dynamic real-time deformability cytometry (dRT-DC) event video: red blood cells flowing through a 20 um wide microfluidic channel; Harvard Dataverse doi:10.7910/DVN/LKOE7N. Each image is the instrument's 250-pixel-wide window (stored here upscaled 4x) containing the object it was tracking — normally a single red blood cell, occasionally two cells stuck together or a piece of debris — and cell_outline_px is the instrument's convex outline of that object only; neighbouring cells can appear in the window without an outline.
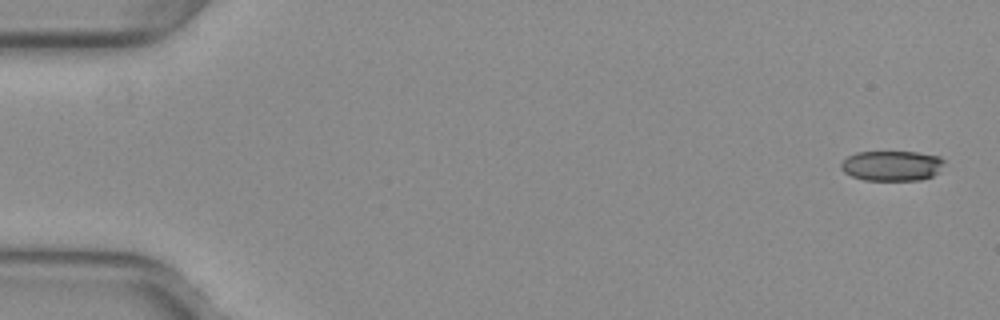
{"species": "common noctule bat (a hibernating species)", "species_latin": "Nyctalus noctula", "temperature_condition": "warm", "stored_images_in_passage": 52, "camera_frame_rate_fps": 3000, "um_per_image_px": 0.085, "animal": {"sex": "female", "body_mass_g": 29.2, "forearm_length_mm": 56.3}, "frame": {"image": 1, "passage_image": 1, "time_ms": 0.0, "image_size_px": [1000, 320], "cell_outline_px": [[944, 160], [936, 172], [932, 176], [920, 180], [864, 180], [852, 176], [844, 172], [840, 168], [840, 164], [848, 156], [856, 152], [916, 152], [940, 156]], "centroid_in_image_um": [75.76, 14.08], "position_along_channel_um": 9.2, "area_um2": 17.98}}
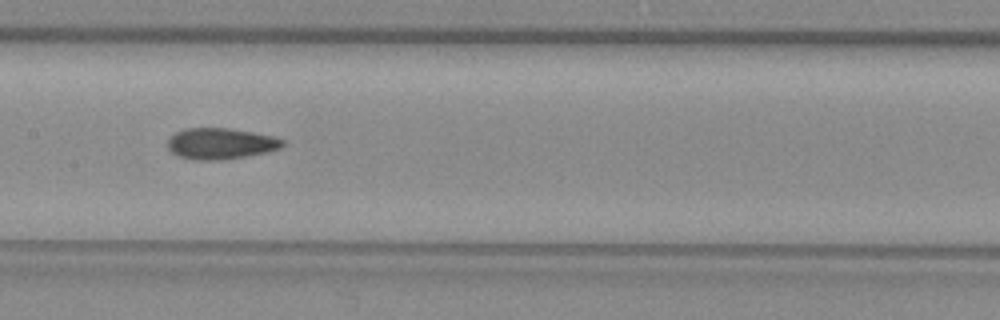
{"frame": {"image": 2, "passage_image": 26, "time_ms": 8.333, "image_size_px": [1000, 320], "cell_outline_px": [[284, 144], [280, 148], [264, 152], [244, 156], [216, 160], [192, 160], [176, 156], [168, 148], [168, 140], [176, 132], [184, 128], [228, 128], [252, 132], [272, 136], [284, 140]], "centroid_in_image_um": [18.7, 12.2], "position_along_channel_um": 188.7, "area_um2": 20.63}}
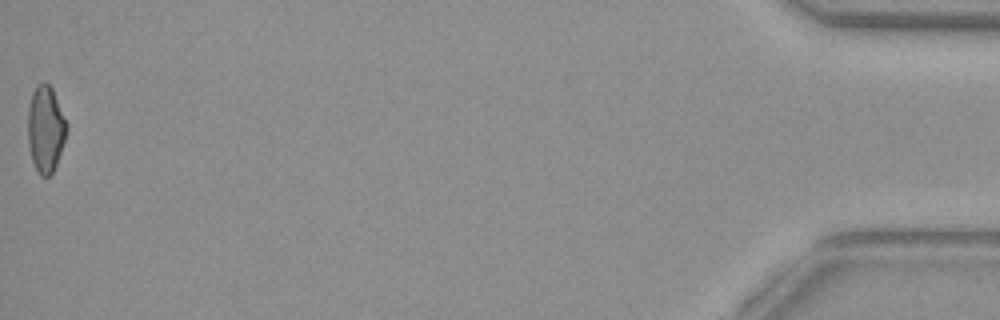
{"frame": {"image": 3, "passage_image": 52, "time_ms": 17.0, "image_size_px": [1000, 320], "cell_outline_px": [[68, 128], [56, 164], [52, 172], [48, 176], [40, 176], [32, 160], [28, 144], [28, 108], [32, 92], [36, 84], [44, 80], [52, 88], [68, 124]], "centroid_in_image_um": [3.87, 10.92], "position_along_channel_um": 431.3, "area_um2": 19.54}, "authors_computed_cell_mechanics": {"area_um2": 20.23, "velocity_mm_per_s": 3.9843, "shape_relaxation_time_tau1_ms": null, "shape_relaxation_time_tau2_ms": 2.5959, "deformation_change_tau1": null, "deformation_change_tau2": 0.0812}}